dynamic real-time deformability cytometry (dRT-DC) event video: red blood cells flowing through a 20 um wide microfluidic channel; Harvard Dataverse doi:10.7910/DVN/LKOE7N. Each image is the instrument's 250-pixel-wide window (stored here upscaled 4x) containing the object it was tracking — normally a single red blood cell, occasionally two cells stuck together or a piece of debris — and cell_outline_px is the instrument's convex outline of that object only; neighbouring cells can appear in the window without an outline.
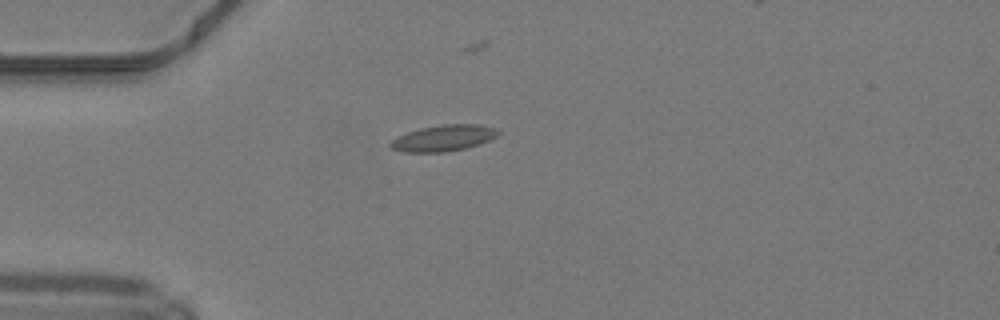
{"species": "common noctule bat (a hibernating species)", "species_latin": "Nyctalus noctula", "temperature_condition": "warm", "stored_images_in_passage": 28, "camera_frame_rate_fps": 3000, "um_per_image_px": 0.085, "animal": {"sex": "male", "body_mass_g": 19.2, "forearm_length_mm": 51.8}, "frame": {"image": 1, "passage_image": 1, "time_ms": 0.0, "image_size_px": [1000, 320], "cell_outline_px": [[500, 132], [496, 136], [480, 144], [464, 148], [444, 152], [404, 152], [392, 148], [388, 144], [396, 136], [420, 128], [444, 124], [480, 124], [496, 128]], "centroid_in_image_um": [37.69, 11.73], "position_along_channel_um": 47.3, "area_um2": 16.36}}
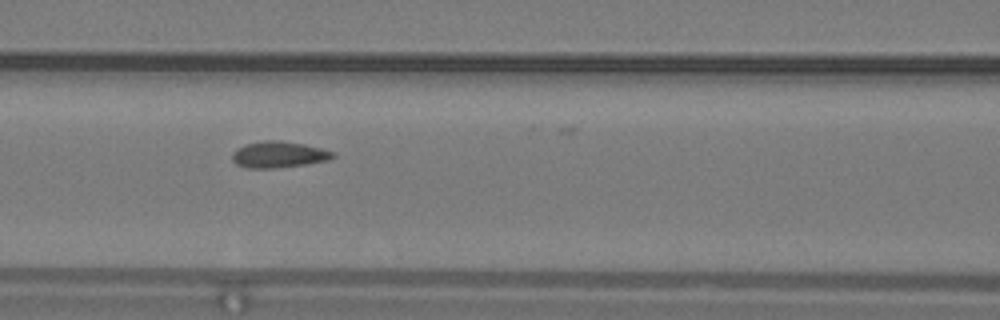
{"frame": {"image": 2, "passage_image": 9, "time_ms": 2.667, "image_size_px": [1000, 320], "cell_outline_px": [[336, 156], [328, 160], [304, 164], [276, 168], [248, 168], [236, 164], [232, 160], [232, 152], [236, 148], [244, 144], [264, 140], [280, 140], [304, 144], [336, 152]], "centroid_in_image_um": [23.67, 13.13], "position_along_channel_um": 142.9, "area_um2": 15.55}}
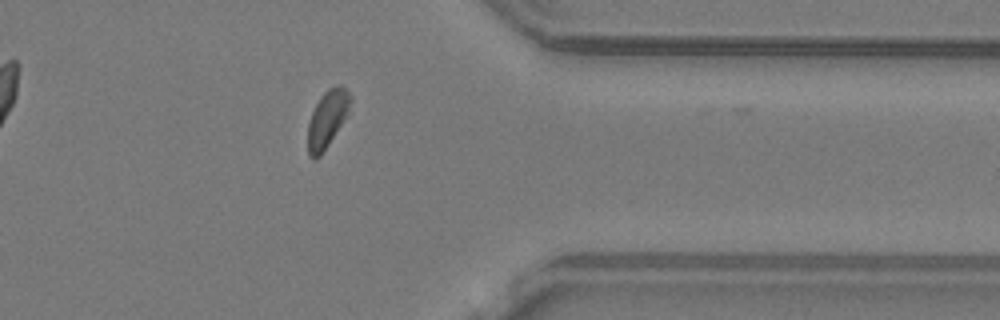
{"frame": {"image": 3, "passage_image": 27, "time_ms": 8.667, "image_size_px": [1000, 320], "cell_outline_px": [[352, 100], [348, 116], [320, 156], [316, 160], [312, 160], [308, 156], [308, 124], [312, 112], [320, 96], [328, 88], [336, 84], [340, 84], [352, 96]], "centroid_in_image_um": [27.84, 10.11], "position_along_channel_um": 383.6, "area_um2": 14.45}}